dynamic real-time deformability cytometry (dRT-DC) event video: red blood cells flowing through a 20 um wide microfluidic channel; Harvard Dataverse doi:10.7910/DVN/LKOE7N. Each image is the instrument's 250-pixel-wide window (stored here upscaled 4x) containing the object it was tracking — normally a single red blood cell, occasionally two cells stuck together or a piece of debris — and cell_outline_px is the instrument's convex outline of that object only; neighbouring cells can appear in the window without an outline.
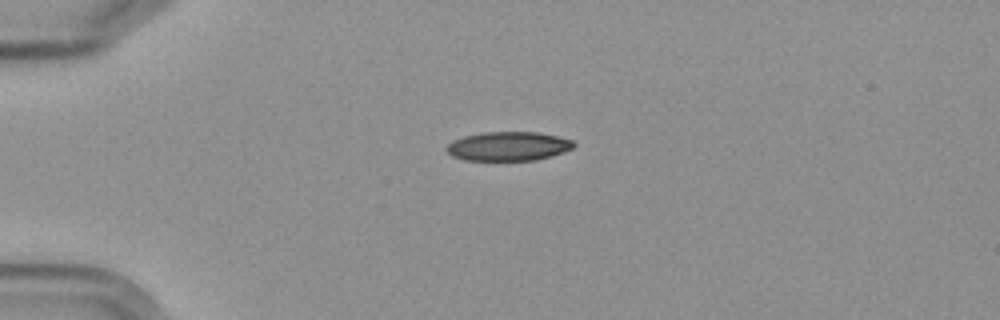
{"species": "Egyptian fruit bat (a non-hibernating species)", "species_latin": "Rousettus aegyptiacus", "temperature_condition": "cold", "stored_images_in_passage": 3, "camera_frame_rate_fps": 3000, "um_per_image_px": 0.085, "frame": {"image": 1, "passage_image": 1, "time_ms": 0.0, "image_size_px": [1000, 320], "cell_outline_px": [[576, 144], [572, 148], [564, 152], [552, 156], [536, 160], [464, 160], [452, 156], [444, 148], [452, 140], [464, 136], [484, 132], [536, 132], [556, 136], [572, 140]], "centroid_in_image_um": [43.19, 12.43], "position_along_channel_um": 41.8, "area_um2": 21.56}}
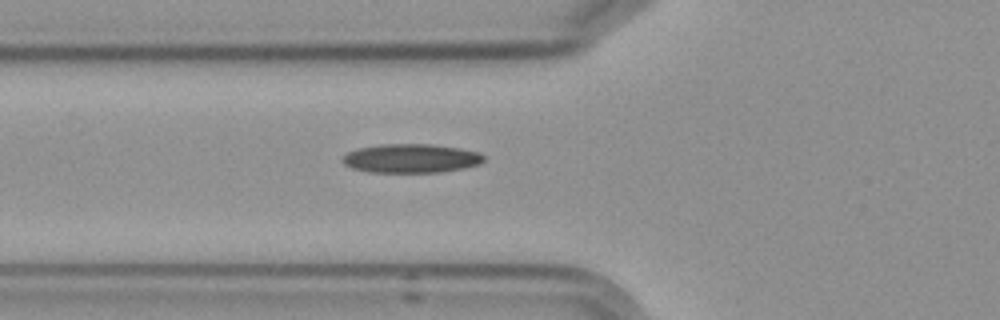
{"frame": {"image": 2, "passage_image": 3, "time_ms": 2.333, "image_size_px": [1000, 320], "cell_outline_px": [[484, 160], [476, 164], [464, 168], [440, 172], [368, 172], [352, 168], [344, 164], [340, 160], [348, 152], [356, 148], [384, 144], [432, 144], [460, 148], [480, 152], [484, 156]], "centroid_in_image_um": [34.91, 13.45], "position_along_channel_um": 90.9, "area_um2": 23.81}}